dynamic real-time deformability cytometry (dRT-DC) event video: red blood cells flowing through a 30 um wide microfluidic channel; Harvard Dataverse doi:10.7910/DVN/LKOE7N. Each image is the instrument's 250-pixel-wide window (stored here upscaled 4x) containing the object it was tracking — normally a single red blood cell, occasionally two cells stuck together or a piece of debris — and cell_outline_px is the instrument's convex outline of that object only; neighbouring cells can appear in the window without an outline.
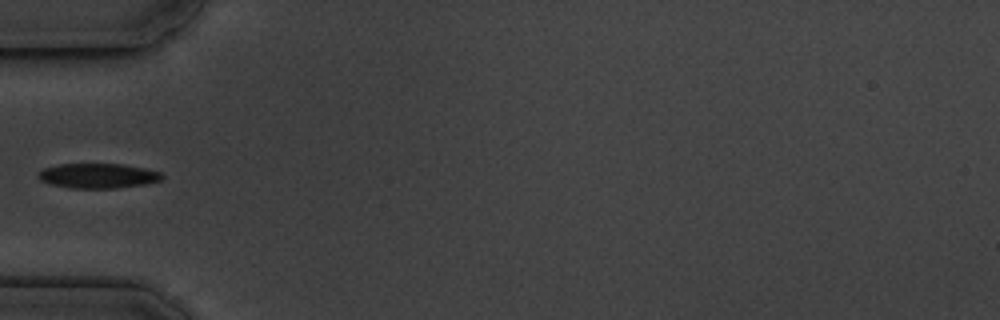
{"species": "common noctule bat (a hibernating species)", "species_latin": "Nyctalus noctula", "temperature_condition": "cold", "stored_images_in_passage": 2, "camera_frame_rate_fps": 3000, "um_per_image_px": 0.085, "animal": {"sex": "male", "body_mass_g": 19.5, "forearm_length_mm": 54.6}, "frame": {"image": 1, "passage_image": 2, "time_ms": 1.0, "image_size_px": [1000, 320], "cell_outline_px": [[164, 176], [160, 180], [144, 184], [116, 188], [72, 188], [52, 184], [40, 180], [36, 176], [44, 168], [56, 164], [124, 164], [144, 168], [160, 172]], "centroid_in_image_um": [8.32, 14.93], "position_along_channel_um": 76.7, "area_um2": 17.8}}